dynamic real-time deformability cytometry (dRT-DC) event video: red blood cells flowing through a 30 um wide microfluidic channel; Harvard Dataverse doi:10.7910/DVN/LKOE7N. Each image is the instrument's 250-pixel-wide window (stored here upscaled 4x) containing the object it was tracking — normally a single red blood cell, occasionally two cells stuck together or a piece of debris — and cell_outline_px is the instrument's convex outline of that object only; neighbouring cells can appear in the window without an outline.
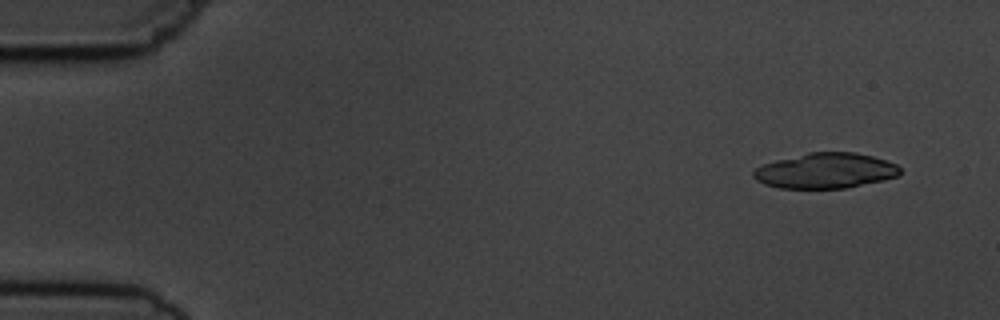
{"species": "common noctule bat (a hibernating species)", "species_latin": "Nyctalus noctula", "temperature_condition": "cold", "stored_images_in_passage": 7, "camera_frame_rate_fps": 3000, "um_per_image_px": 0.085, "animal": {"sex": "male", "body_mass_g": 19.5, "forearm_length_mm": 54.6}, "frame": {"image": 1, "passage_image": 1, "time_ms": 0.0, "image_size_px": [1000, 320], "cell_outline_px": [[900, 176], [884, 180], [848, 188], [780, 188], [764, 184], [756, 180], [752, 176], [752, 172], [756, 168], [764, 164], [776, 160], [808, 152], [856, 152], [872, 156], [896, 164], [900, 168]], "centroid_in_image_um": [70.17, 14.51], "position_along_channel_um": 14.8, "area_um2": 30.29}}
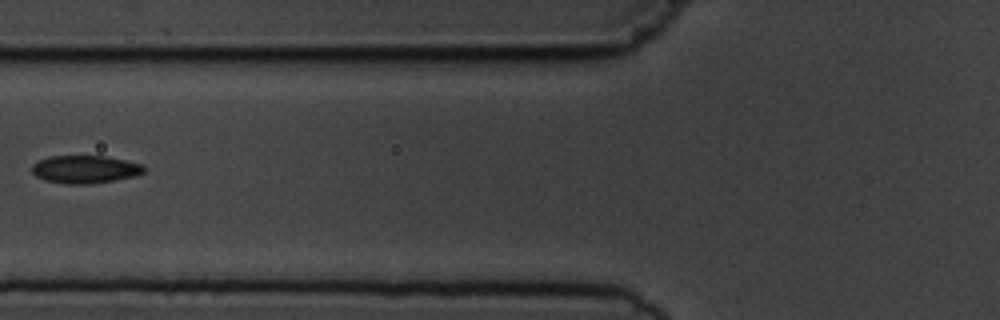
{"frame": {"image": 2, "passage_image": 6, "time_ms": 6.0, "image_size_px": [1000, 320], "cell_outline_px": [[144, 172], [132, 176], [112, 180], [88, 184], [68, 184], [44, 180], [36, 176], [32, 172], [32, 164], [40, 160], [52, 156], [104, 156], [144, 164]], "centroid_in_image_um": [7.2, 14.39], "position_along_channel_um": 118.6, "area_um2": 17.92}}
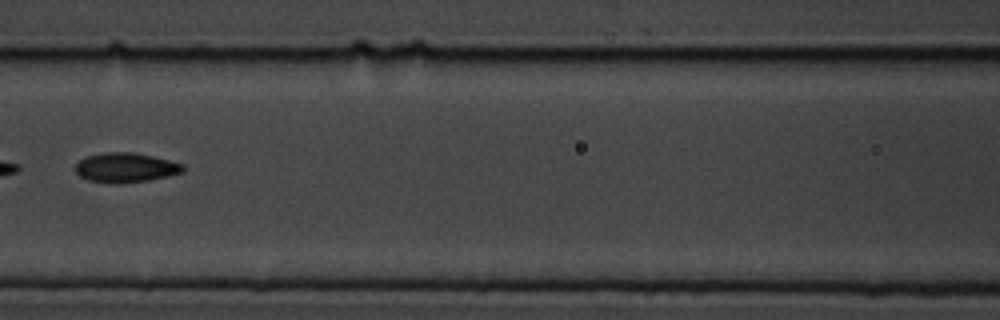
{"frame": {"image": 3, "passage_image": 7, "time_ms": 7.0, "image_size_px": [1000, 320], "cell_outline_px": [[184, 172], [168, 176], [148, 180], [116, 184], [112, 184], [88, 180], [80, 176], [76, 172], [76, 164], [80, 160], [88, 156], [104, 152], [132, 152], [152, 156], [184, 164]], "centroid_in_image_um": [10.68, 14.25], "position_along_channel_um": 155.9, "area_um2": 18.5}}